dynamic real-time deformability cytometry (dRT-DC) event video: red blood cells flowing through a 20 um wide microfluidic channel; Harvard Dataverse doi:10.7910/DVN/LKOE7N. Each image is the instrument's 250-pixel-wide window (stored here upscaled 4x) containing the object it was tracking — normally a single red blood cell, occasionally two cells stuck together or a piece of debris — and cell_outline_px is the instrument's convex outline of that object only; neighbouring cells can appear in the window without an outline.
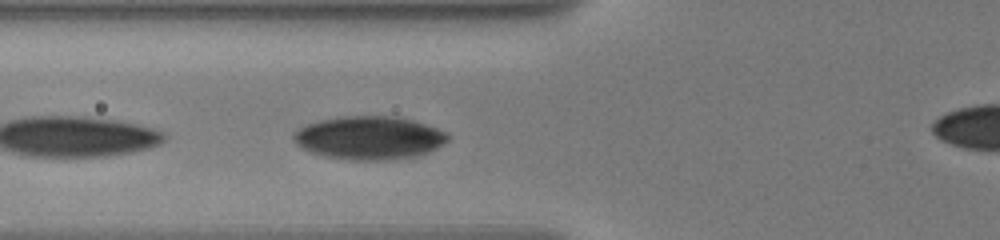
{"species": "human", "species_latin": "Homo sapiens", "temperature_condition": "warm", "stored_images_in_passage": 17, "camera_frame_rate_fps": 3000, "um_per_image_px": 0.085, "donor": {"sex": "male"}, "frame": {"image": 1, "passage_image": 12, "time_ms": 4.0, "image_size_px": [1000, 240], "cell_outline_px": [[448, 140], [436, 148], [428, 152], [416, 156], [392, 160], [348, 160], [324, 156], [300, 148], [292, 140], [292, 132], [308, 124], [320, 120], [344, 116], [400, 116], [448, 132]], "centroid_in_image_um": [31.36, 11.72], "position_along_channel_um": 94.4, "area_um2": 39.07}}
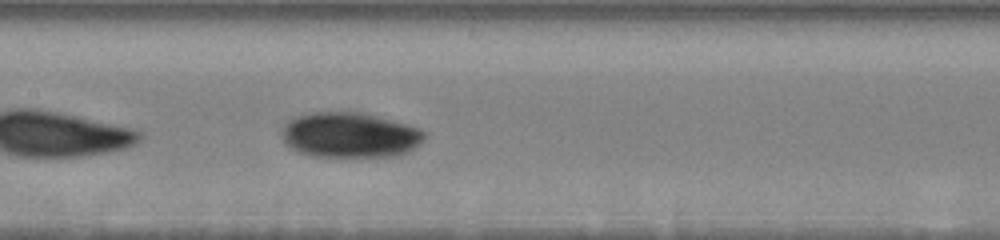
{"frame": {"image": 2, "passage_image": 17, "time_ms": 6.333, "image_size_px": [1000, 240], "cell_outline_px": [[424, 140], [420, 144], [408, 152], [400, 156], [312, 156], [300, 152], [284, 144], [280, 136], [284, 124], [288, 120], [296, 116], [312, 112], [364, 112], [408, 124], [420, 128], [424, 132]], "centroid_in_image_um": [29.73, 11.47], "position_along_channel_um": 177.7, "area_um2": 37.97}}